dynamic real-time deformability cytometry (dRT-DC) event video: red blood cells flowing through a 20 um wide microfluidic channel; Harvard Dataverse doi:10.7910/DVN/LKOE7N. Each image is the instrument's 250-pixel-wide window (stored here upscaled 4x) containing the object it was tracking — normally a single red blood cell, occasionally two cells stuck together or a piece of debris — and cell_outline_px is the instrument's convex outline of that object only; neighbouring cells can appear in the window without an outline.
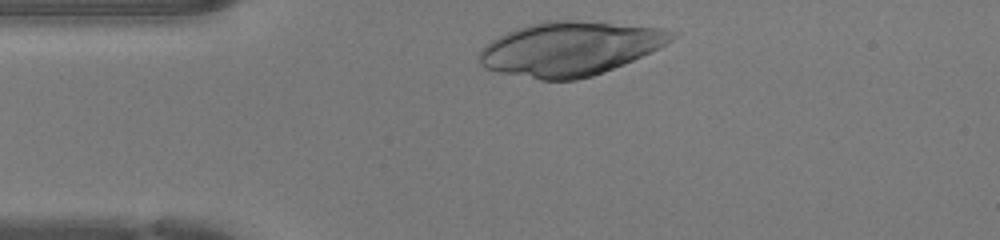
{"species": "human", "species_latin": "Homo sapiens", "temperature_condition": "warm", "stored_images_in_passage": 28, "camera_frame_rate_fps": 3000, "um_per_image_px": 0.085, "donor": {"sex": "female"}, "frame": {"image": 1, "passage_image": 1, "time_ms": 0.0, "image_size_px": [1000, 240], "cell_outline_px": [[680, 32], [672, 40], [624, 64], [592, 76], [576, 80], [540, 80], [500, 72], [484, 68], [480, 64], [480, 52], [492, 40], [508, 32], [532, 24], [548, 20], [572, 20], [664, 28]], "centroid_in_image_um": [48.47, 4.14], "position_along_channel_um": 36.5, "area_um2": 59.65}}
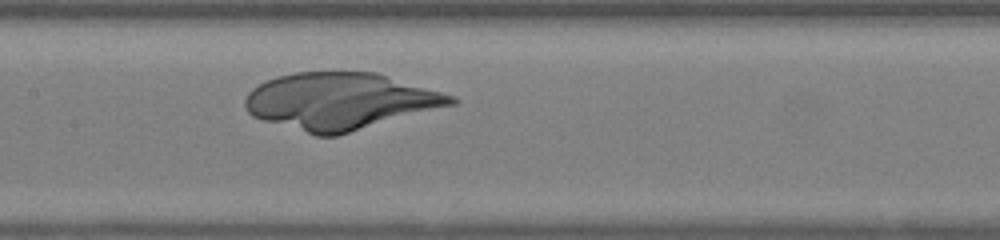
{"frame": {"image": 2, "passage_image": 13, "time_ms": 4.0, "image_size_px": [1000, 240], "cell_outline_px": [[460, 100], [456, 104], [336, 136], [316, 136], [264, 120], [252, 116], [248, 112], [244, 104], [244, 100], [248, 92], [252, 88], [264, 80], [276, 76], [292, 72], [376, 72], [456, 96]], "centroid_in_image_um": [28.91, 8.59], "position_along_channel_um": 178.5, "area_um2": 68.32}}
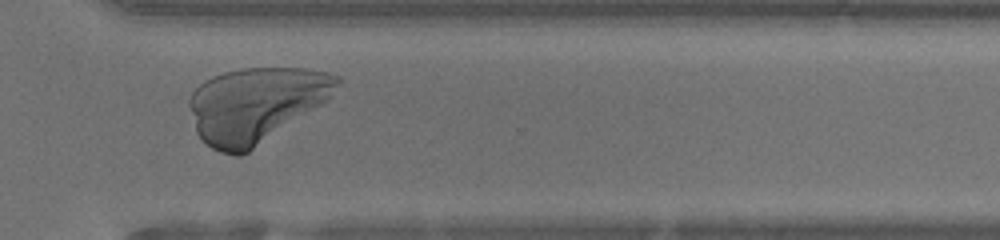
{"frame": {"image": 3, "passage_image": 25, "time_ms": 8.0, "image_size_px": [1000, 240], "cell_outline_px": [[340, 84], [332, 96], [328, 100], [248, 152], [240, 156], [236, 156], [220, 152], [212, 148], [196, 132], [188, 104], [188, 100], [192, 92], [204, 80], [212, 76], [224, 72], [244, 68], [308, 68], [328, 72], [340, 76]], "centroid_in_image_um": [21.75, 8.88], "position_along_channel_um": 348.9, "area_um2": 64.5}}